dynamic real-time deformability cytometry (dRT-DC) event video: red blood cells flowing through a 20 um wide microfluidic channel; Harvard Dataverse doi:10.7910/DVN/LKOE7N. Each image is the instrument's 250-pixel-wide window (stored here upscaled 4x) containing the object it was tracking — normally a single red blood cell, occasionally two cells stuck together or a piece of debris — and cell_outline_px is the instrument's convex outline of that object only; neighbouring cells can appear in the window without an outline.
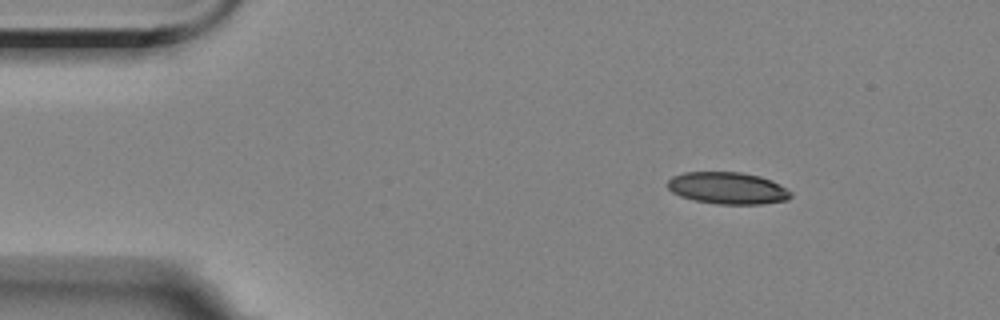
{"species": "Egyptian fruit bat (a non-hibernating species)", "species_latin": "Rousettus aegyptiacus", "temperature_condition": "room temperature", "stored_images_in_passage": 5, "camera_frame_rate_fps": 3000, "um_per_image_px": 0.085, "animal": {"sex": "female"}, "frame": {"image": 1, "passage_image": 1, "time_ms": 0.0, "image_size_px": [1000, 320], "cell_outline_px": [[792, 196], [788, 200], [760, 204], [716, 204], [696, 200], [680, 196], [672, 192], [668, 188], [668, 180], [672, 176], [684, 172], [740, 172], [760, 176], [772, 180], [792, 192]], "centroid_in_image_um": [61.86, 15.99], "position_along_channel_um": 23.1, "area_um2": 22.95}}
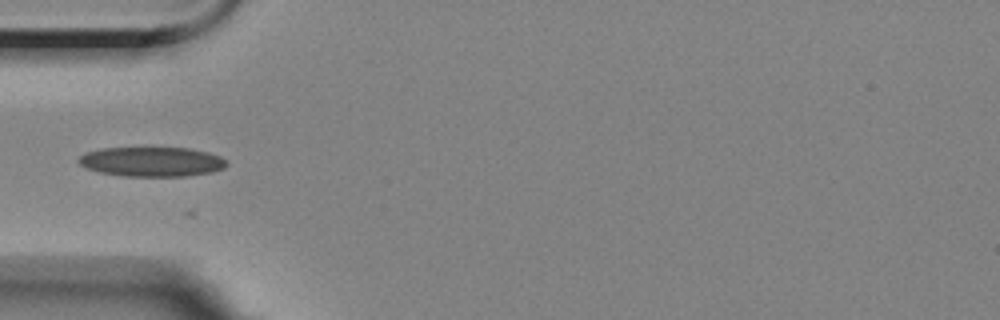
{"frame": {"image": 2, "passage_image": 4, "time_ms": 3.333, "image_size_px": [1000, 320], "cell_outline_px": [[228, 164], [224, 168], [212, 172], [188, 176], [120, 176], [100, 172], [88, 168], [80, 164], [76, 160], [84, 152], [104, 148], [188, 148], [208, 152], [220, 156], [228, 160]], "centroid_in_image_um": [12.93, 13.75], "position_along_channel_um": 72.1, "area_um2": 25.66}}